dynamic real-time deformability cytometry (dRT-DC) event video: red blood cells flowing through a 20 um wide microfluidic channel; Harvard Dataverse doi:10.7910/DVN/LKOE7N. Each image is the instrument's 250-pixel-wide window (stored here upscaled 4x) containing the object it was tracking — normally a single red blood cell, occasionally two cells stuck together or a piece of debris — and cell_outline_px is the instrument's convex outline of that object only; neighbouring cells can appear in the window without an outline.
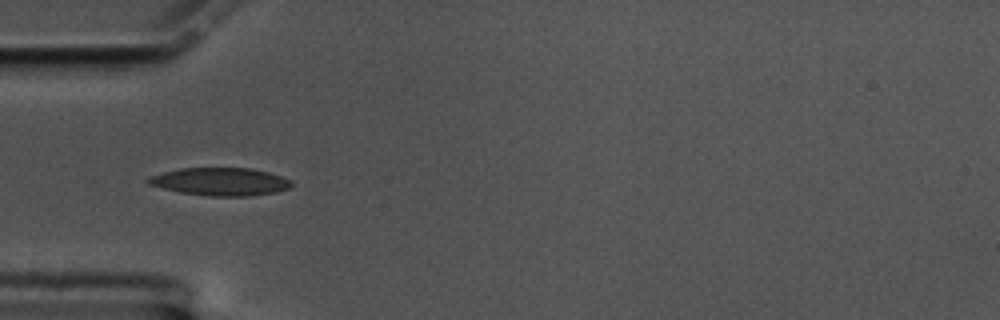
{"species": "common noctule bat (a hibernating species)", "species_latin": "Nyctalus noctula", "temperature_condition": "cold", "stored_images_in_passage": 29, "camera_frame_rate_fps": 3000, "um_per_image_px": 0.085, "animal": {"sex": "male", "body_mass_g": 17.5, "forearm_length_mm": 52.3}, "frame": {"image": 1, "passage_image": 5, "time_ms": 1.333, "image_size_px": [1000, 320], "cell_outline_px": [[292, 188], [276, 192], [248, 196], [212, 196], [180, 192], [148, 184], [144, 180], [148, 176], [180, 168], [252, 168], [268, 172], [292, 180]], "centroid_in_image_um": [18.74, 15.43], "position_along_channel_um": 66.3, "area_um2": 23.29}}